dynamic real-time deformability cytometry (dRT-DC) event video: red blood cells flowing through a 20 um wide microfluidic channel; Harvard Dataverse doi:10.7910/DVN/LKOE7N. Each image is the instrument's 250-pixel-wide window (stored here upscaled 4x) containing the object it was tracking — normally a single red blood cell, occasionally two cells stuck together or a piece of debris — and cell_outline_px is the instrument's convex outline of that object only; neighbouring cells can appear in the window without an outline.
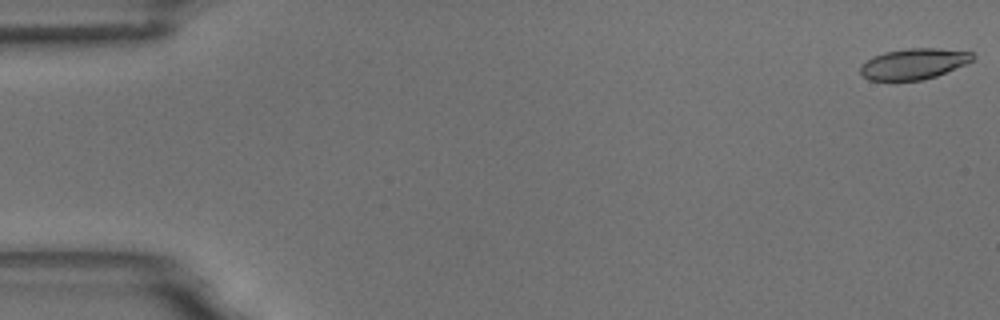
{"species": "common noctule bat (a hibernating species)", "species_latin": "Nyctalus noctula", "temperature_condition": "room temperature", "stored_images_in_passage": 8, "camera_frame_rate_fps": 3000, "um_per_image_px": 0.085, "animal": {"sex": "male", "body_mass_g": 18.8}, "frame": {"image": 1, "passage_image": 1, "time_ms": 0.0, "image_size_px": [1000, 320], "cell_outline_px": [[976, 56], [972, 60], [964, 64], [936, 76], [924, 80], [868, 80], [860, 72], [860, 64], [872, 56], [884, 52], [908, 48], [940, 48], [972, 52]], "centroid_in_image_um": [77.64, 5.41], "position_along_channel_um": 7.4, "area_um2": 20.17}}
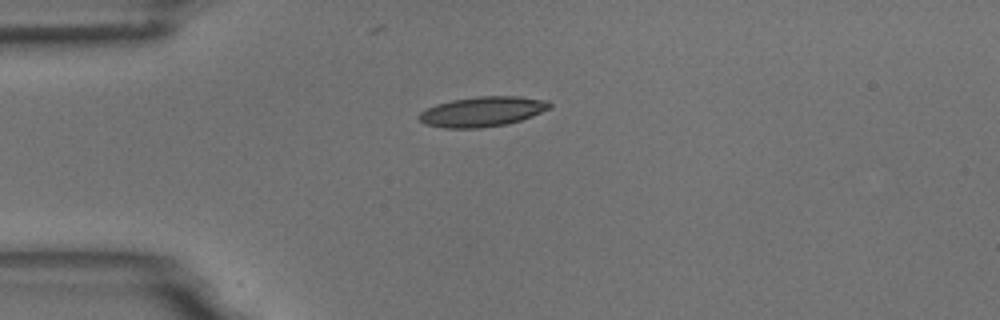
{"frame": {"image": 2, "passage_image": 5, "time_ms": 4.333, "image_size_px": [1000, 320], "cell_outline_px": [[552, 108], [532, 116], [508, 124], [480, 128], [444, 128], [424, 124], [416, 116], [420, 112], [436, 104], [452, 100], [480, 96], [516, 96], [548, 100], [552, 104]], "centroid_in_image_um": [41.01, 9.49], "position_along_channel_um": 44.0, "area_um2": 22.95}}